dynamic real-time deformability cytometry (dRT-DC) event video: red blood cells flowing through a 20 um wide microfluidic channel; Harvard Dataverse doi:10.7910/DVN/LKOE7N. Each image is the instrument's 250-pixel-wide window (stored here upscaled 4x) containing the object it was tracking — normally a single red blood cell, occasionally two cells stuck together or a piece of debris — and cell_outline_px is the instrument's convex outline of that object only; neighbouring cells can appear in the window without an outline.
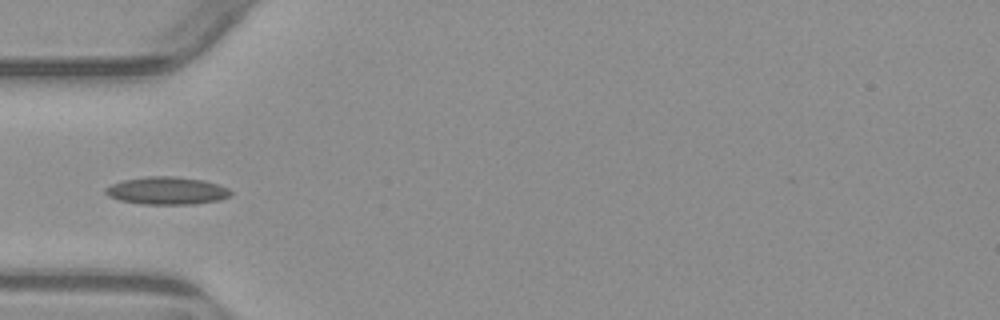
{"species": "common noctule bat (a hibernating species)", "species_latin": "Nyctalus noctula", "temperature_condition": "warm", "stored_images_in_passage": 1, "camera_frame_rate_fps": 3000, "um_per_image_px": 0.085, "animal": {"sex": "male", "body_mass_g": 23.1, "forearm_length_mm": 52.7}, "frame": {"image": 1, "passage_image": 1, "time_ms": 0.0, "image_size_px": [1000, 320], "cell_outline_px": [[232, 196], [220, 200], [192, 204], [144, 204], [120, 200], [108, 196], [104, 192], [104, 188], [112, 184], [124, 180], [148, 176], [176, 176], [204, 180], [220, 184], [228, 188], [232, 192]], "centroid_in_image_um": [14.22, 16.2], "position_along_channel_um": 70.8, "area_um2": 20.29}}